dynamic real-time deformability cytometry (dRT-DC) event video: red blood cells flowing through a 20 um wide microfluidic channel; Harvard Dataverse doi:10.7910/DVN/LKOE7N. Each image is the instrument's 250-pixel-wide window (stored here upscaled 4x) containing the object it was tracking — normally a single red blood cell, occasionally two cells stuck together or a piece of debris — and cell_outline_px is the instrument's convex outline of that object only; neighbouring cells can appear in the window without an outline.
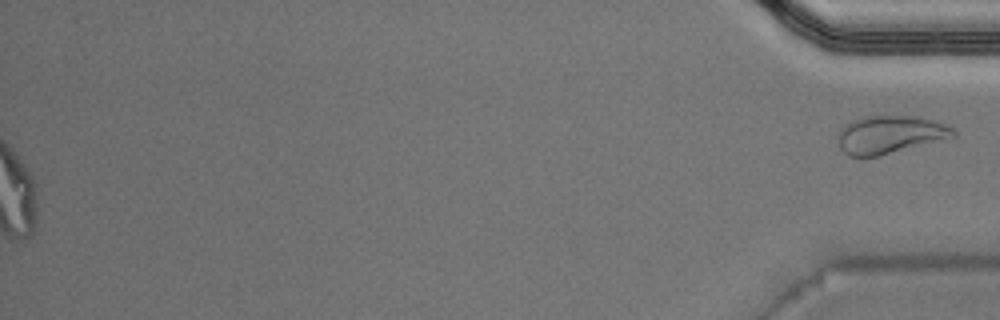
{"species": "Egyptian fruit bat (a non-hibernating species)", "species_latin": "Rousettus aegyptiacus", "temperature_condition": "warm", "stored_images_in_passage": 38, "segment_of_instrument_passage": [2, 2], "camera_frame_rate_fps": 3000, "um_per_image_px": 0.085, "animal": {"sex": "male"}, "frame": {"image": 1, "passage_image": 38, "time_ms": 12.333, "image_size_px": [1000, 320], "cell_outline_px": [[956, 136], [876, 156], [848, 156], [840, 148], [840, 132], [844, 124], [852, 120], [864, 116], [920, 116], [936, 120], [956, 128]], "centroid_in_image_um": [75.69, 11.41], "position_along_channel_um": 359.5, "area_um2": 25.26}}